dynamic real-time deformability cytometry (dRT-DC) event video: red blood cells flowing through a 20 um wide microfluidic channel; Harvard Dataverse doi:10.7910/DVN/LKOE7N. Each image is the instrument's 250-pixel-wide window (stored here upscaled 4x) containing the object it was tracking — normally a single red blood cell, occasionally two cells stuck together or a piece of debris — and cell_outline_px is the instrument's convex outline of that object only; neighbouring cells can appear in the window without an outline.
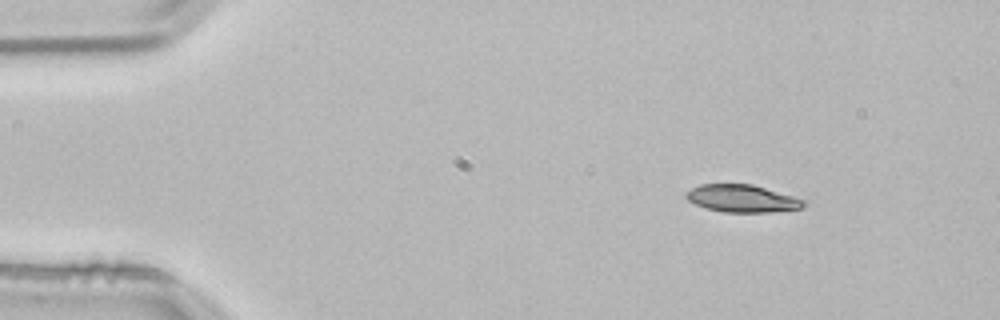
{"species": "common noctule bat (a hibernating species)", "species_latin": "Nyctalus noctula", "temperature_condition": "room temperature", "stored_images_in_passage": 47, "camera_frame_rate_fps": 3000, "um_per_image_px": 0.085, "animal": {"sex": "male", "body_mass_g": 21.5, "forearm_length_mm": 52.0}, "frame": {"image": 1, "passage_image": 1, "time_ms": 0.0, "image_size_px": [1000, 320], "cell_outline_px": [[808, 204], [804, 208], [768, 212], [724, 212], [704, 208], [688, 200], [684, 196], [684, 192], [700, 184], [752, 184], [808, 200]], "centroid_in_image_um": [63.11, 16.87], "position_along_channel_um": 21.9, "area_um2": 19.07}}
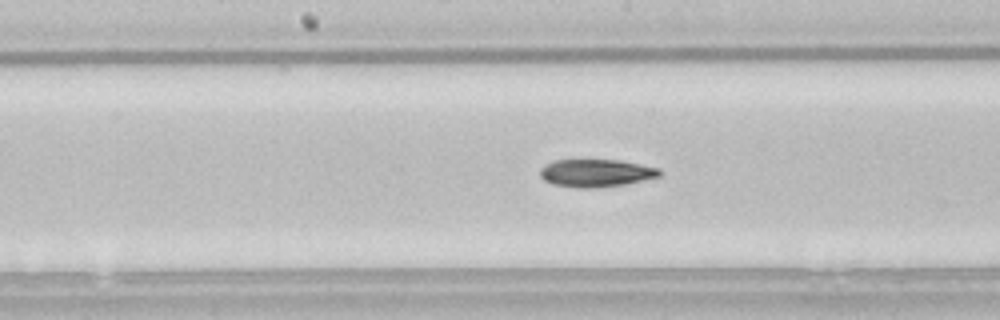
{"frame": {"image": 2, "passage_image": 21, "time_ms": 6.667, "image_size_px": [1000, 320], "cell_outline_px": [[660, 176], [624, 184], [596, 188], [576, 188], [552, 184], [544, 180], [540, 176], [540, 168], [556, 160], [616, 160], [660, 168]], "centroid_in_image_um": [50.63, 14.72], "position_along_channel_um": 197.6, "area_um2": 19.07}}
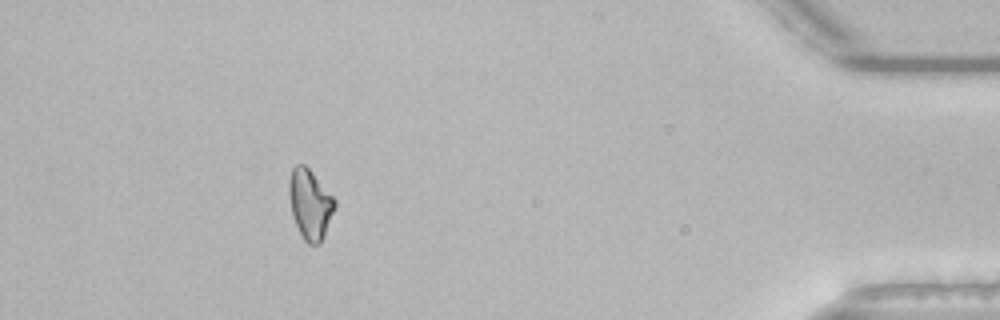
{"frame": {"image": 3, "passage_image": 42, "time_ms": 13.667, "image_size_px": [1000, 320], "cell_outline_px": [[336, 208], [320, 244], [308, 244], [304, 240], [292, 216], [288, 196], [288, 180], [292, 168], [296, 164], [304, 164], [312, 172], [336, 200]], "centroid_in_image_um": [26.34, 17.34], "position_along_channel_um": 408.9, "area_um2": 18.73}, "authors_computed_cell_mechanics": {"area_um2": 19.074, "velocity_mm_per_s": 3.8343, "shape_relaxation_time_tau1_ms": 6.7982, "shape_relaxation_time_tau2_ms": null, "deformation_change_tau1": 0.1491, "deformation_change_tau2": null}}